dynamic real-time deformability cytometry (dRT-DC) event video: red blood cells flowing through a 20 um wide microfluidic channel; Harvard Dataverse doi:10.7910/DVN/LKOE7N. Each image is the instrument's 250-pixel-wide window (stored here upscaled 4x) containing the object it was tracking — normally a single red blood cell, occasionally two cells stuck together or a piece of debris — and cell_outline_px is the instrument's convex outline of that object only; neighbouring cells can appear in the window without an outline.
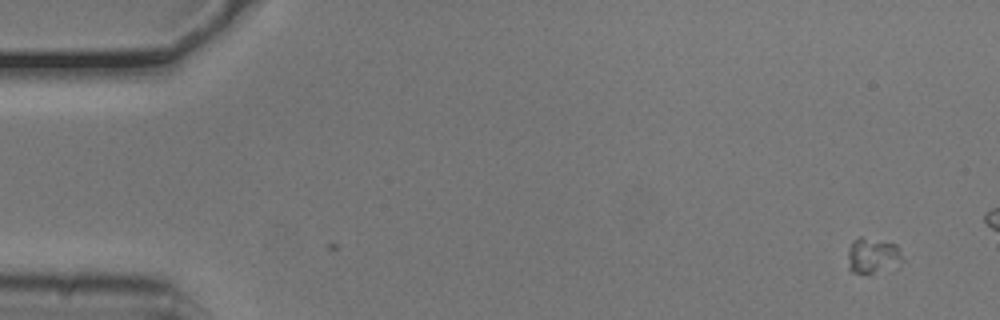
{"species": "common noctule bat (a hibernating species)", "species_latin": "Nyctalus noctula", "temperature_condition": "cold", "stored_images_in_passage": 13, "camera_frame_rate_fps": 3000, "um_per_image_px": 0.085, "animal": {"sex": "male", "body_mass_g": 20.5, "forearm_length_mm": 52.5}, "frame": {"image": 1, "passage_image": 1, "time_ms": 0.0, "image_size_px": [1000, 320], "cell_outline_px": [[904, 260], [868, 276], [852, 272], [848, 268], [848, 248], [852, 240], [860, 236], [896, 244]], "centroid_in_image_um": [74.11, 21.73], "position_along_channel_um": 10.9, "area_um2": 11.39}}